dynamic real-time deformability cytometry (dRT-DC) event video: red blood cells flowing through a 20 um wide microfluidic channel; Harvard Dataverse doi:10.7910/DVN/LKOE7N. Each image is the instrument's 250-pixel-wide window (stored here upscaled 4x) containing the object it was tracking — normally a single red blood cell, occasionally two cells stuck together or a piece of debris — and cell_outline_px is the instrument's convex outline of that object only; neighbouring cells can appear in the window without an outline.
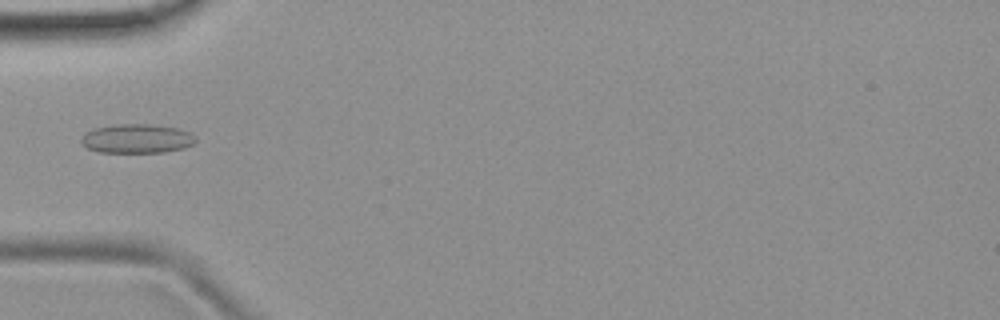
{"species": "common noctule bat (a hibernating species)", "species_latin": "Nyctalus noctula", "temperature_condition": "room temperature", "stored_images_in_passage": 6, "camera_frame_rate_fps": 3000, "um_per_image_px": 0.085, "animal": {"sex": "female", "body_mass_g": 19.9}, "frame": {"image": 1, "passage_image": 5, "time_ms": 4.667, "image_size_px": [1000, 320], "cell_outline_px": [[196, 140], [192, 144], [184, 148], [164, 152], [100, 152], [88, 148], [80, 140], [84, 132], [96, 128], [116, 124], [152, 124], [176, 128], [188, 132], [196, 136]], "centroid_in_image_um": [11.63, 11.78], "position_along_channel_um": 73.4, "area_um2": 19.31}}
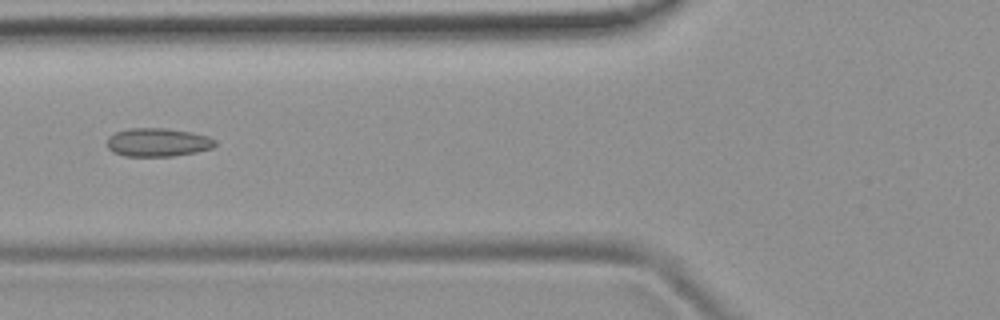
{"frame": {"image": 2, "passage_image": 6, "time_ms": 5.667, "image_size_px": [1000, 320], "cell_outline_px": [[216, 144], [212, 148], [196, 152], [172, 156], [124, 156], [112, 152], [108, 148], [108, 136], [116, 132], [128, 128], [164, 128], [192, 132], [208, 136], [216, 140]], "centroid_in_image_um": [13.41, 12.09], "position_along_channel_um": 112.4, "area_um2": 17.98}}